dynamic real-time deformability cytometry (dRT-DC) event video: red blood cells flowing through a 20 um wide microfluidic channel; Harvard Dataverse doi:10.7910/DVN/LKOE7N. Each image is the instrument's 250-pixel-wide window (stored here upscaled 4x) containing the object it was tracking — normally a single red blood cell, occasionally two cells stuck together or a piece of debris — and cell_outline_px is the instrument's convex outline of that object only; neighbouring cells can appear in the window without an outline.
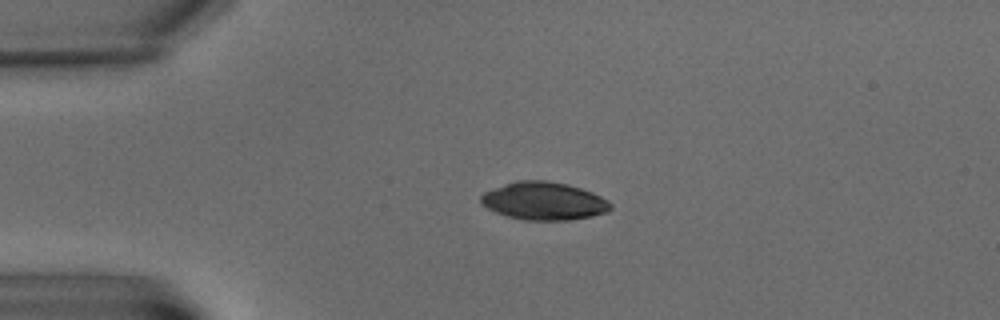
{"species": "common noctule bat (a hibernating species)", "species_latin": "Nyctalus noctula", "temperature_condition": "warm", "stored_images_in_passage": 4, "camera_frame_rate_fps": 3000, "um_per_image_px": 0.085, "animal": {"sex": "male", "body_mass_g": 15.6}, "frame": {"image": 1, "passage_image": 2, "time_ms": 1.333, "image_size_px": [1000, 320], "cell_outline_px": [[612, 208], [608, 212], [592, 216], [568, 220], [524, 220], [508, 216], [496, 212], [480, 204], [480, 196], [484, 192], [504, 184], [516, 180], [548, 180], [568, 184], [592, 192], [608, 200], [612, 204]], "centroid_in_image_um": [46.24, 17.08], "position_along_channel_um": 38.8, "area_um2": 28.78}}
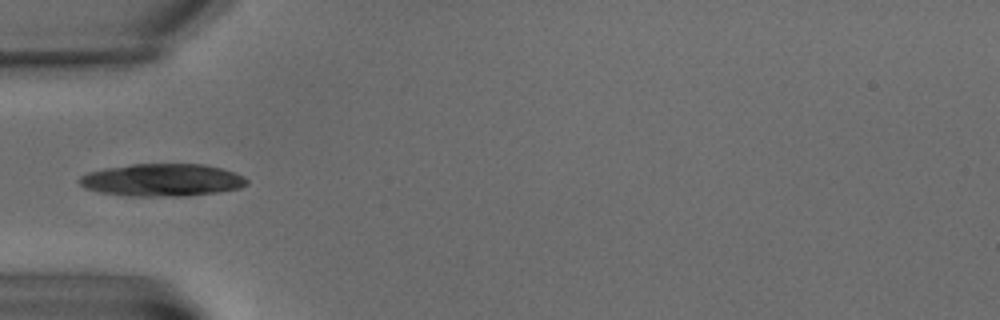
{"frame": {"image": 2, "passage_image": 4, "time_ms": 3.667, "image_size_px": [1000, 320], "cell_outline_px": [[248, 184], [240, 188], [220, 192], [188, 196], [128, 196], [100, 192], [84, 188], [76, 180], [80, 176], [88, 172], [104, 168], [132, 164], [204, 164], [236, 172], [244, 176], [248, 180]], "centroid_in_image_um": [13.79, 15.3], "position_along_channel_um": 71.2, "area_um2": 32.08}}